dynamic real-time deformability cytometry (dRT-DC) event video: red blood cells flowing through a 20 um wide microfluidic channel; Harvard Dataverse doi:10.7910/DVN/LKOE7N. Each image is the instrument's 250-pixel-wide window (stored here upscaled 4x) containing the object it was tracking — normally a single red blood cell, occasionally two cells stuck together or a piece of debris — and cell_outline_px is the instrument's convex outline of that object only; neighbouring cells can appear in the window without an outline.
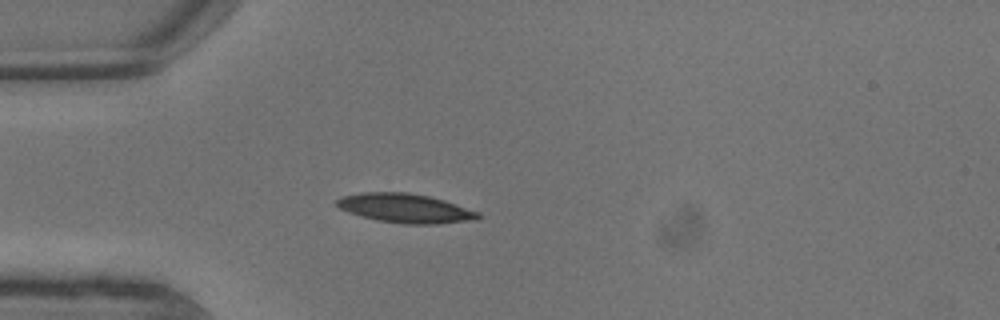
{"species": "common noctule bat (a hibernating species)", "species_latin": "Nyctalus noctula", "temperature_condition": "warm", "stored_images_in_passage": 5, "camera_frame_rate_fps": 3000, "um_per_image_px": 0.085, "animal": {"sex": "male", "body_mass_g": 13.3}, "frame": {"image": 1, "passage_image": 1, "time_ms": 0.0, "image_size_px": [1000, 320], "cell_outline_px": [[480, 220], [436, 224], [400, 224], [360, 216], [348, 212], [340, 208], [336, 204], [336, 200], [340, 196], [360, 192], [408, 192], [428, 196], [444, 200], [480, 212]], "centroid_in_image_um": [34.47, 17.7], "position_along_channel_um": 50.5, "area_um2": 24.22}}
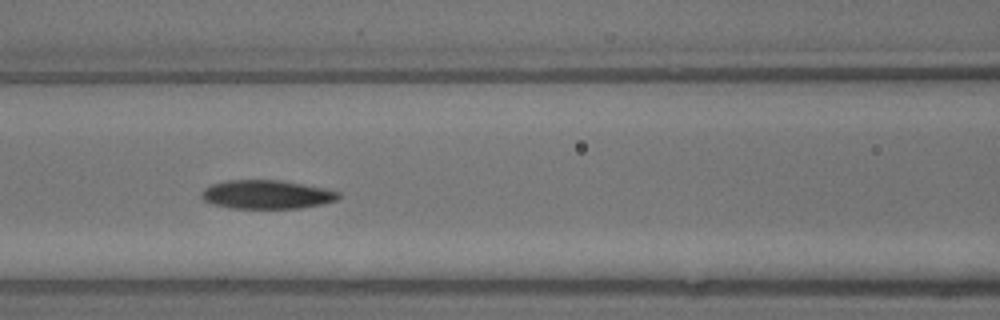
{"frame": {"image": 2, "passage_image": 4, "time_ms": 1.0, "image_size_px": [1000, 320], "cell_outline_px": [[340, 196], [336, 200], [324, 204], [300, 208], [232, 208], [212, 204], [204, 200], [200, 196], [200, 192], [204, 188], [212, 184], [228, 180], [280, 180], [304, 184], [324, 188], [340, 192]], "centroid_in_image_um": [22.66, 16.53], "position_along_channel_um": 143.9, "area_um2": 23.0}}
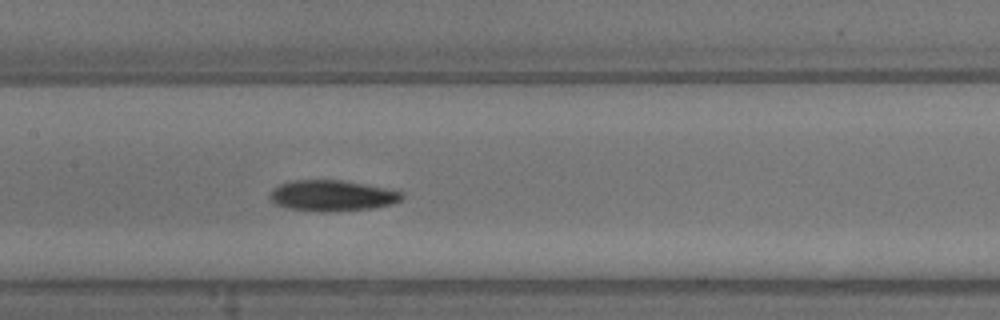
{"frame": {"image": 3, "passage_image": 5, "time_ms": 1.333, "image_size_px": [1000, 320], "cell_outline_px": [[404, 196], [400, 200], [392, 204], [372, 208], [332, 212], [320, 212], [284, 208], [276, 204], [268, 196], [272, 188], [280, 184], [292, 180], [344, 180], [388, 188], [404, 192]], "centroid_in_image_um": [28.23, 16.63], "position_along_channel_um": 179.2, "area_um2": 24.16}}